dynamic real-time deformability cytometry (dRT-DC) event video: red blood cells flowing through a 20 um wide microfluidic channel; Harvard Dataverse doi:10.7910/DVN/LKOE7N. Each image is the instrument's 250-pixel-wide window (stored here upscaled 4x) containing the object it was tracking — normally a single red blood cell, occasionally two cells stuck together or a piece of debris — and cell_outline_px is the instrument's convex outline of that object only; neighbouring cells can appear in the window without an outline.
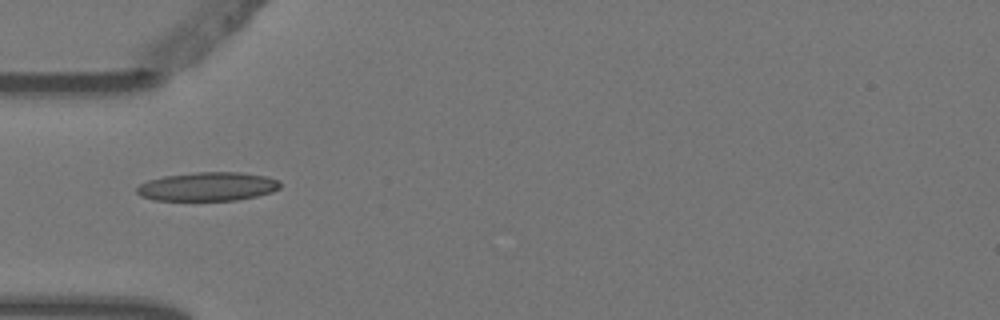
{"species": "Egyptian fruit bat (a non-hibernating species)", "species_latin": "Rousettus aegyptiacus", "temperature_condition": "warm", "stored_images_in_passage": 1, "camera_frame_rate_fps": 3000, "um_per_image_px": 0.085, "animal": {"sex": "female"}, "frame": {"image": 1, "passage_image": 1, "time_ms": 0.0, "image_size_px": [1000, 320], "cell_outline_px": [[280, 188], [272, 192], [256, 196], [236, 200], [152, 200], [140, 196], [136, 192], [136, 188], [140, 184], [148, 180], [164, 176], [196, 172], [240, 172], [268, 176], [280, 180]], "centroid_in_image_um": [17.66, 15.85], "position_along_channel_um": 67.3, "area_um2": 24.16}}